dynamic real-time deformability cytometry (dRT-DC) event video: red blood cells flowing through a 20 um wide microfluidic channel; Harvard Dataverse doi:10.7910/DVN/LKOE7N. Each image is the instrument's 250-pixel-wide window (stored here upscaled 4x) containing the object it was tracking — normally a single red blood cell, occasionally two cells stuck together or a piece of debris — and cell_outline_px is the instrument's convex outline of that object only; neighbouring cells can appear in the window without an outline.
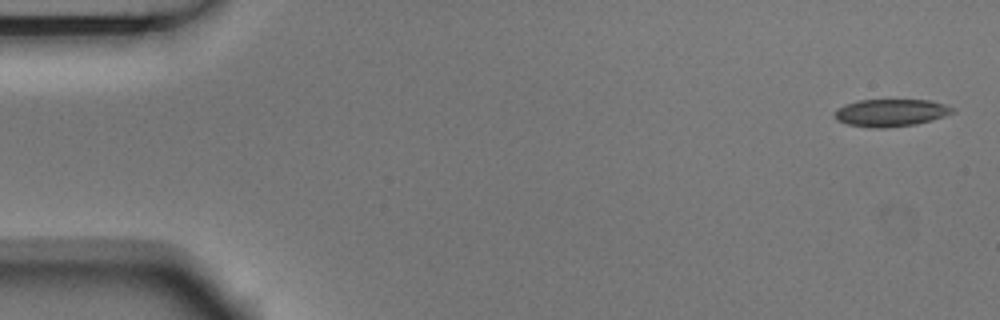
{"species": "Egyptian fruit bat (a non-hibernating species)", "species_latin": "Rousettus aegyptiacus", "temperature_condition": "room temperature", "stored_images_in_passage": 5, "camera_frame_rate_fps": 3000, "um_per_image_px": 0.085, "animal": {"sex": "male"}, "frame": {"image": 1, "passage_image": 1, "time_ms": 0.0, "image_size_px": [1000, 320], "cell_outline_px": [[956, 112], [944, 116], [916, 124], [888, 128], [868, 128], [848, 124], [836, 120], [832, 112], [836, 108], [844, 104], [856, 100], [928, 100], [944, 104], [956, 108]], "centroid_in_image_um": [75.67, 9.58], "position_along_channel_um": 9.3, "area_um2": 19.13}}
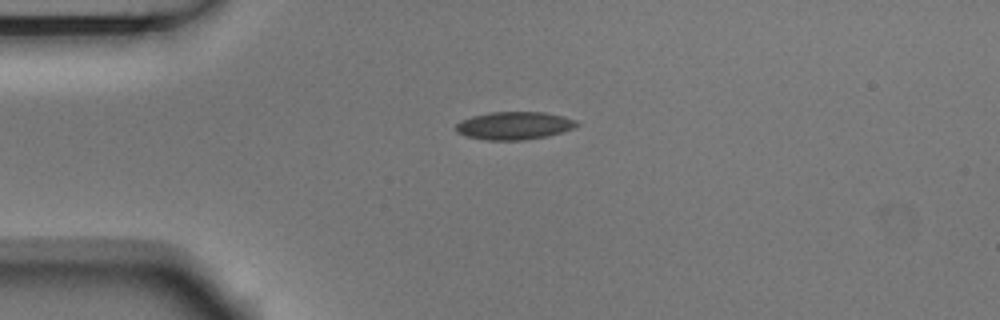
{"frame": {"image": 2, "passage_image": 4, "time_ms": 1.0, "image_size_px": [1000, 320], "cell_outline_px": [[580, 124], [572, 128], [548, 136], [524, 140], [488, 140], [464, 136], [456, 132], [456, 124], [460, 120], [472, 116], [488, 112], [544, 112], [564, 116], [576, 120]], "centroid_in_image_um": [43.68, 10.67], "position_along_channel_um": 41.3, "area_um2": 19.71}}